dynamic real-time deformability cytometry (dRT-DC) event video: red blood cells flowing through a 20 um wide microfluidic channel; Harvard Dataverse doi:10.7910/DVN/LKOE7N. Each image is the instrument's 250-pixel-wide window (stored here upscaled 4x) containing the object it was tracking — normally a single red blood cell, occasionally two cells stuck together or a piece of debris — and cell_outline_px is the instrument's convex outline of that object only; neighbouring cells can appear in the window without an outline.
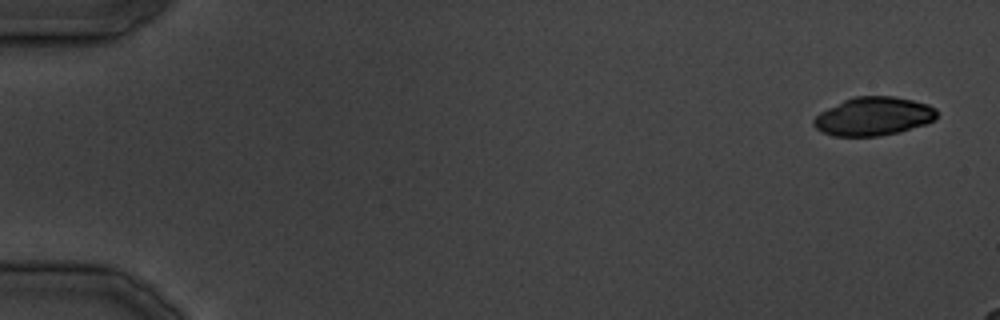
{"species": "common noctule bat (a hibernating species)", "species_latin": "Nyctalus noctula", "temperature_condition": "cold", "stored_images_in_passage": 8, "camera_frame_rate_fps": 3000, "um_per_image_px": 0.085, "animal": {"sex": "male", "body_mass_g": 19.5, "forearm_length_mm": 54.6}, "frame": {"image": 1, "passage_image": 1, "time_ms": 0.0, "image_size_px": [1000, 320], "cell_outline_px": [[936, 120], [900, 132], [880, 136], [832, 136], [816, 128], [812, 124], [812, 120], [820, 112], [844, 100], [856, 96], [892, 96], [912, 100], [928, 104], [936, 108]], "centroid_in_image_um": [74.25, 9.89], "position_along_channel_um": 10.8, "area_um2": 27.57}}